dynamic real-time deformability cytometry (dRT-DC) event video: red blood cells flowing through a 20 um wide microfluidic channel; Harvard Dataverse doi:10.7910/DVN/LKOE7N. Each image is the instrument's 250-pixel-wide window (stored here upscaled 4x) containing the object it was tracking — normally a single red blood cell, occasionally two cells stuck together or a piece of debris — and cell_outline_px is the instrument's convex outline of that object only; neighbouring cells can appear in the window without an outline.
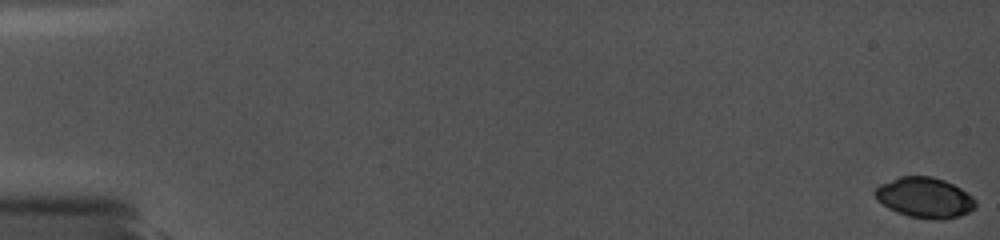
{"species": "common noctule bat (a hibernating species)", "species_latin": "Nyctalus noctula", "temperature_condition": "cold", "stored_images_in_passage": 10, "camera_frame_rate_fps": 5000, "um_per_image_px": 0.085, "animal": {"sex": "female", "body_mass_g": 19.0, "forearm_length_mm": 56.7}, "frame": {"image": 1, "passage_image": 1, "time_ms": 0.0, "image_size_px": [1000, 240], "cell_outline_px": [[976, 208], [960, 216], [944, 220], [936, 220], [908, 216], [896, 212], [888, 208], [876, 196], [876, 188], [880, 184], [900, 176], [932, 176], [944, 180], [960, 188], [972, 196], [976, 200]], "centroid_in_image_um": [78.64, 16.81], "position_along_channel_um": 6.4, "area_um2": 23.58}}
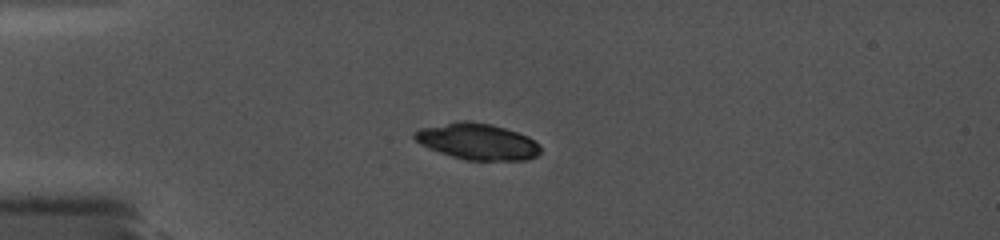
{"frame": {"image": 2, "passage_image": 8, "time_ms": 5.0, "image_size_px": [1000, 240], "cell_outline_px": [[540, 152], [536, 156], [528, 160], [468, 160], [452, 156], [428, 148], [420, 144], [412, 136], [412, 132], [420, 128], [464, 120], [468, 120], [492, 124], [528, 136], [540, 144]], "centroid_in_image_um": [40.58, 12.02], "position_along_channel_um": 44.4, "area_um2": 26.59}}